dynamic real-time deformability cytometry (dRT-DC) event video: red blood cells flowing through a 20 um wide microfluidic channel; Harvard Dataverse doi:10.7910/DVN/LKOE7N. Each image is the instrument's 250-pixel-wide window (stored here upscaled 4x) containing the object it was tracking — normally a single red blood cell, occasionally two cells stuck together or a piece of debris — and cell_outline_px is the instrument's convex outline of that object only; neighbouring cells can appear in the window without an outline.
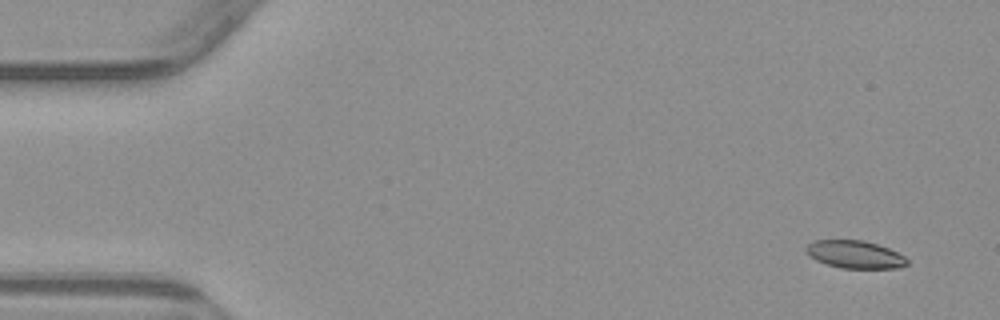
{"species": "common noctule bat (a hibernating species)", "species_latin": "Nyctalus noctula", "temperature_condition": "warm", "stored_images_in_passage": 5, "camera_frame_rate_fps": 3000, "um_per_image_px": 0.085, "animal": {"sex": "male", "body_mass_g": 23.1, "forearm_length_mm": 52.7}, "frame": {"image": 1, "passage_image": 1, "time_ms": 0.0, "image_size_px": [1000, 320], "cell_outline_px": [[908, 264], [900, 268], [840, 268], [816, 260], [808, 256], [804, 252], [804, 248], [808, 244], [816, 240], [864, 240], [888, 248], [904, 256], [908, 260]], "centroid_in_image_um": [72.64, 21.63], "position_along_channel_um": 12.4, "area_um2": 16.36}}
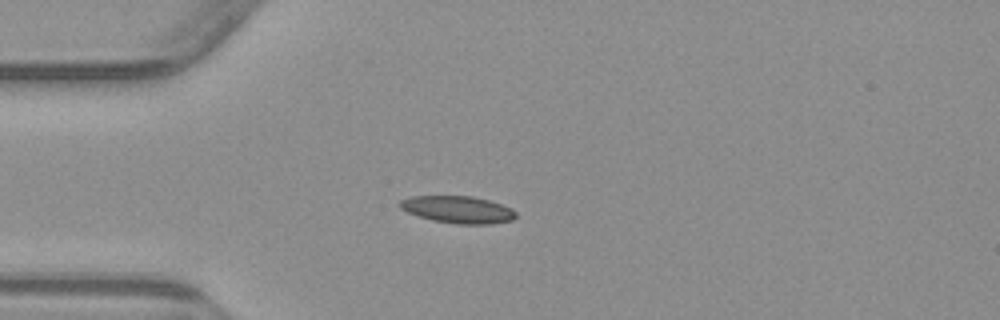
{"frame": {"image": 2, "passage_image": 4, "time_ms": 3.667, "image_size_px": [1000, 320], "cell_outline_px": [[516, 216], [512, 220], [492, 224], [456, 224], [432, 220], [408, 212], [400, 208], [396, 204], [400, 200], [412, 196], [472, 196], [488, 200], [512, 208], [516, 212]], "centroid_in_image_um": [38.91, 17.81], "position_along_channel_um": 46.1, "area_um2": 18.38}}